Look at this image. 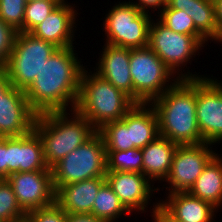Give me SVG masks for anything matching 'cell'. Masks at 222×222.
<instances>
[{
  "mask_svg": "<svg viewBox=\"0 0 222 222\" xmlns=\"http://www.w3.org/2000/svg\"><path fill=\"white\" fill-rule=\"evenodd\" d=\"M98 132L104 139L106 151H125L129 149L127 113L121 120L106 123Z\"/></svg>",
  "mask_w": 222,
  "mask_h": 222,
  "instance_id": "obj_27",
  "label": "cell"
},
{
  "mask_svg": "<svg viewBox=\"0 0 222 222\" xmlns=\"http://www.w3.org/2000/svg\"><path fill=\"white\" fill-rule=\"evenodd\" d=\"M63 0L40 24L30 33L39 39L52 43L58 48L74 45L77 10L74 5ZM75 8V9H74ZM75 27V28H74Z\"/></svg>",
  "mask_w": 222,
  "mask_h": 222,
  "instance_id": "obj_16",
  "label": "cell"
},
{
  "mask_svg": "<svg viewBox=\"0 0 222 222\" xmlns=\"http://www.w3.org/2000/svg\"><path fill=\"white\" fill-rule=\"evenodd\" d=\"M58 49L52 43L18 32L9 61L4 66L12 86L25 91L39 74L44 62Z\"/></svg>",
  "mask_w": 222,
  "mask_h": 222,
  "instance_id": "obj_8",
  "label": "cell"
},
{
  "mask_svg": "<svg viewBox=\"0 0 222 222\" xmlns=\"http://www.w3.org/2000/svg\"><path fill=\"white\" fill-rule=\"evenodd\" d=\"M67 222H105L91 214H68Z\"/></svg>",
  "mask_w": 222,
  "mask_h": 222,
  "instance_id": "obj_37",
  "label": "cell"
},
{
  "mask_svg": "<svg viewBox=\"0 0 222 222\" xmlns=\"http://www.w3.org/2000/svg\"><path fill=\"white\" fill-rule=\"evenodd\" d=\"M213 144L178 145L167 178L168 194L189 192L201 175L204 167L217 154L212 150ZM168 188V189H167Z\"/></svg>",
  "mask_w": 222,
  "mask_h": 222,
  "instance_id": "obj_10",
  "label": "cell"
},
{
  "mask_svg": "<svg viewBox=\"0 0 222 222\" xmlns=\"http://www.w3.org/2000/svg\"><path fill=\"white\" fill-rule=\"evenodd\" d=\"M26 2V0H0V18L18 32H23Z\"/></svg>",
  "mask_w": 222,
  "mask_h": 222,
  "instance_id": "obj_30",
  "label": "cell"
},
{
  "mask_svg": "<svg viewBox=\"0 0 222 222\" xmlns=\"http://www.w3.org/2000/svg\"><path fill=\"white\" fill-rule=\"evenodd\" d=\"M222 156L216 154L204 167L189 193L218 210L222 206Z\"/></svg>",
  "mask_w": 222,
  "mask_h": 222,
  "instance_id": "obj_23",
  "label": "cell"
},
{
  "mask_svg": "<svg viewBox=\"0 0 222 222\" xmlns=\"http://www.w3.org/2000/svg\"><path fill=\"white\" fill-rule=\"evenodd\" d=\"M157 17L168 29L180 34L195 36L203 45L206 42L208 44L209 41L196 30L192 18L185 11L164 8Z\"/></svg>",
  "mask_w": 222,
  "mask_h": 222,
  "instance_id": "obj_25",
  "label": "cell"
},
{
  "mask_svg": "<svg viewBox=\"0 0 222 222\" xmlns=\"http://www.w3.org/2000/svg\"><path fill=\"white\" fill-rule=\"evenodd\" d=\"M12 87L5 67L0 66V98Z\"/></svg>",
  "mask_w": 222,
  "mask_h": 222,
  "instance_id": "obj_36",
  "label": "cell"
},
{
  "mask_svg": "<svg viewBox=\"0 0 222 222\" xmlns=\"http://www.w3.org/2000/svg\"><path fill=\"white\" fill-rule=\"evenodd\" d=\"M108 12L103 20L107 44L130 49L148 46L150 13L126 1L114 4Z\"/></svg>",
  "mask_w": 222,
  "mask_h": 222,
  "instance_id": "obj_9",
  "label": "cell"
},
{
  "mask_svg": "<svg viewBox=\"0 0 222 222\" xmlns=\"http://www.w3.org/2000/svg\"><path fill=\"white\" fill-rule=\"evenodd\" d=\"M128 3L133 4L141 12L150 13L149 8H151V11L153 10L154 12L158 9L157 14H159V11L161 12L167 4V0H136V2L131 0Z\"/></svg>",
  "mask_w": 222,
  "mask_h": 222,
  "instance_id": "obj_33",
  "label": "cell"
},
{
  "mask_svg": "<svg viewBox=\"0 0 222 222\" xmlns=\"http://www.w3.org/2000/svg\"><path fill=\"white\" fill-rule=\"evenodd\" d=\"M155 204V205H154ZM153 210L151 213L152 218L154 220V222H176L175 220H173L172 218H170L160 207H159V201L156 203H153Z\"/></svg>",
  "mask_w": 222,
  "mask_h": 222,
  "instance_id": "obj_35",
  "label": "cell"
},
{
  "mask_svg": "<svg viewBox=\"0 0 222 222\" xmlns=\"http://www.w3.org/2000/svg\"><path fill=\"white\" fill-rule=\"evenodd\" d=\"M105 177H96L60 186L55 192V202L67 214H91L94 199Z\"/></svg>",
  "mask_w": 222,
  "mask_h": 222,
  "instance_id": "obj_19",
  "label": "cell"
},
{
  "mask_svg": "<svg viewBox=\"0 0 222 222\" xmlns=\"http://www.w3.org/2000/svg\"><path fill=\"white\" fill-rule=\"evenodd\" d=\"M102 49L94 72L133 100V83L129 63L130 48L105 43Z\"/></svg>",
  "mask_w": 222,
  "mask_h": 222,
  "instance_id": "obj_17",
  "label": "cell"
},
{
  "mask_svg": "<svg viewBox=\"0 0 222 222\" xmlns=\"http://www.w3.org/2000/svg\"><path fill=\"white\" fill-rule=\"evenodd\" d=\"M70 111L71 115L68 111L38 114L35 120L33 130L42 141L44 161L50 169L97 132L84 116L75 109Z\"/></svg>",
  "mask_w": 222,
  "mask_h": 222,
  "instance_id": "obj_3",
  "label": "cell"
},
{
  "mask_svg": "<svg viewBox=\"0 0 222 222\" xmlns=\"http://www.w3.org/2000/svg\"><path fill=\"white\" fill-rule=\"evenodd\" d=\"M216 42H221L222 43V30H221V33H220L218 39L215 41V43Z\"/></svg>",
  "mask_w": 222,
  "mask_h": 222,
  "instance_id": "obj_39",
  "label": "cell"
},
{
  "mask_svg": "<svg viewBox=\"0 0 222 222\" xmlns=\"http://www.w3.org/2000/svg\"><path fill=\"white\" fill-rule=\"evenodd\" d=\"M25 218L11 184L7 179H0V222H25Z\"/></svg>",
  "mask_w": 222,
  "mask_h": 222,
  "instance_id": "obj_28",
  "label": "cell"
},
{
  "mask_svg": "<svg viewBox=\"0 0 222 222\" xmlns=\"http://www.w3.org/2000/svg\"><path fill=\"white\" fill-rule=\"evenodd\" d=\"M197 79H178L150 104L158 117L159 134L177 145L204 143L196 119Z\"/></svg>",
  "mask_w": 222,
  "mask_h": 222,
  "instance_id": "obj_2",
  "label": "cell"
},
{
  "mask_svg": "<svg viewBox=\"0 0 222 222\" xmlns=\"http://www.w3.org/2000/svg\"><path fill=\"white\" fill-rule=\"evenodd\" d=\"M211 77L197 79L196 119L204 142L214 145L222 142V81Z\"/></svg>",
  "mask_w": 222,
  "mask_h": 222,
  "instance_id": "obj_11",
  "label": "cell"
},
{
  "mask_svg": "<svg viewBox=\"0 0 222 222\" xmlns=\"http://www.w3.org/2000/svg\"><path fill=\"white\" fill-rule=\"evenodd\" d=\"M6 179L25 213L55 203L52 171L17 172Z\"/></svg>",
  "mask_w": 222,
  "mask_h": 222,
  "instance_id": "obj_12",
  "label": "cell"
},
{
  "mask_svg": "<svg viewBox=\"0 0 222 222\" xmlns=\"http://www.w3.org/2000/svg\"><path fill=\"white\" fill-rule=\"evenodd\" d=\"M105 181L131 213L148 212L146 208L152 200L150 198L153 192L160 190L155 188L145 175L138 172L107 171Z\"/></svg>",
  "mask_w": 222,
  "mask_h": 222,
  "instance_id": "obj_13",
  "label": "cell"
},
{
  "mask_svg": "<svg viewBox=\"0 0 222 222\" xmlns=\"http://www.w3.org/2000/svg\"><path fill=\"white\" fill-rule=\"evenodd\" d=\"M214 4H215L216 22L221 31L222 30V0H214Z\"/></svg>",
  "mask_w": 222,
  "mask_h": 222,
  "instance_id": "obj_38",
  "label": "cell"
},
{
  "mask_svg": "<svg viewBox=\"0 0 222 222\" xmlns=\"http://www.w3.org/2000/svg\"><path fill=\"white\" fill-rule=\"evenodd\" d=\"M68 214L55 202L26 213L25 222H67Z\"/></svg>",
  "mask_w": 222,
  "mask_h": 222,
  "instance_id": "obj_31",
  "label": "cell"
},
{
  "mask_svg": "<svg viewBox=\"0 0 222 222\" xmlns=\"http://www.w3.org/2000/svg\"><path fill=\"white\" fill-rule=\"evenodd\" d=\"M63 0H30L26 2L23 20V32L30 33Z\"/></svg>",
  "mask_w": 222,
  "mask_h": 222,
  "instance_id": "obj_29",
  "label": "cell"
},
{
  "mask_svg": "<svg viewBox=\"0 0 222 222\" xmlns=\"http://www.w3.org/2000/svg\"><path fill=\"white\" fill-rule=\"evenodd\" d=\"M17 33L18 31L0 18V66L2 67L9 61Z\"/></svg>",
  "mask_w": 222,
  "mask_h": 222,
  "instance_id": "obj_32",
  "label": "cell"
},
{
  "mask_svg": "<svg viewBox=\"0 0 222 222\" xmlns=\"http://www.w3.org/2000/svg\"><path fill=\"white\" fill-rule=\"evenodd\" d=\"M127 130L129 149H142L160 136L158 117L151 104H135L127 112Z\"/></svg>",
  "mask_w": 222,
  "mask_h": 222,
  "instance_id": "obj_20",
  "label": "cell"
},
{
  "mask_svg": "<svg viewBox=\"0 0 222 222\" xmlns=\"http://www.w3.org/2000/svg\"><path fill=\"white\" fill-rule=\"evenodd\" d=\"M37 115L24 91L12 86L0 98V137L23 136L31 132Z\"/></svg>",
  "mask_w": 222,
  "mask_h": 222,
  "instance_id": "obj_14",
  "label": "cell"
},
{
  "mask_svg": "<svg viewBox=\"0 0 222 222\" xmlns=\"http://www.w3.org/2000/svg\"><path fill=\"white\" fill-rule=\"evenodd\" d=\"M129 63L133 83V101L136 104H150L178 80L177 76L148 46L130 49Z\"/></svg>",
  "mask_w": 222,
  "mask_h": 222,
  "instance_id": "obj_6",
  "label": "cell"
},
{
  "mask_svg": "<svg viewBox=\"0 0 222 222\" xmlns=\"http://www.w3.org/2000/svg\"><path fill=\"white\" fill-rule=\"evenodd\" d=\"M135 104L94 71L83 70L75 110L97 131L106 123L121 120Z\"/></svg>",
  "mask_w": 222,
  "mask_h": 222,
  "instance_id": "obj_4",
  "label": "cell"
},
{
  "mask_svg": "<svg viewBox=\"0 0 222 222\" xmlns=\"http://www.w3.org/2000/svg\"><path fill=\"white\" fill-rule=\"evenodd\" d=\"M107 171L138 172L143 174L142 150L106 151Z\"/></svg>",
  "mask_w": 222,
  "mask_h": 222,
  "instance_id": "obj_26",
  "label": "cell"
},
{
  "mask_svg": "<svg viewBox=\"0 0 222 222\" xmlns=\"http://www.w3.org/2000/svg\"><path fill=\"white\" fill-rule=\"evenodd\" d=\"M31 171H52L44 161L38 134L32 130L23 136L7 137V177Z\"/></svg>",
  "mask_w": 222,
  "mask_h": 222,
  "instance_id": "obj_15",
  "label": "cell"
},
{
  "mask_svg": "<svg viewBox=\"0 0 222 222\" xmlns=\"http://www.w3.org/2000/svg\"><path fill=\"white\" fill-rule=\"evenodd\" d=\"M131 215L111 187L105 182L94 199L91 215L105 222H116L120 216Z\"/></svg>",
  "mask_w": 222,
  "mask_h": 222,
  "instance_id": "obj_24",
  "label": "cell"
},
{
  "mask_svg": "<svg viewBox=\"0 0 222 222\" xmlns=\"http://www.w3.org/2000/svg\"><path fill=\"white\" fill-rule=\"evenodd\" d=\"M74 47L58 48L24 91L30 107L37 114L75 109L85 67Z\"/></svg>",
  "mask_w": 222,
  "mask_h": 222,
  "instance_id": "obj_1",
  "label": "cell"
},
{
  "mask_svg": "<svg viewBox=\"0 0 222 222\" xmlns=\"http://www.w3.org/2000/svg\"><path fill=\"white\" fill-rule=\"evenodd\" d=\"M178 145L169 139L158 136L154 141L142 148L143 175L152 183L167 178Z\"/></svg>",
  "mask_w": 222,
  "mask_h": 222,
  "instance_id": "obj_21",
  "label": "cell"
},
{
  "mask_svg": "<svg viewBox=\"0 0 222 222\" xmlns=\"http://www.w3.org/2000/svg\"><path fill=\"white\" fill-rule=\"evenodd\" d=\"M168 195V196H167ZM159 207L176 222H213L218 209L189 192L167 194Z\"/></svg>",
  "mask_w": 222,
  "mask_h": 222,
  "instance_id": "obj_18",
  "label": "cell"
},
{
  "mask_svg": "<svg viewBox=\"0 0 222 222\" xmlns=\"http://www.w3.org/2000/svg\"><path fill=\"white\" fill-rule=\"evenodd\" d=\"M164 8L185 11L196 30L208 41H216L221 33L215 14L214 0H167Z\"/></svg>",
  "mask_w": 222,
  "mask_h": 222,
  "instance_id": "obj_22",
  "label": "cell"
},
{
  "mask_svg": "<svg viewBox=\"0 0 222 222\" xmlns=\"http://www.w3.org/2000/svg\"><path fill=\"white\" fill-rule=\"evenodd\" d=\"M7 178V137H0V179Z\"/></svg>",
  "mask_w": 222,
  "mask_h": 222,
  "instance_id": "obj_34",
  "label": "cell"
},
{
  "mask_svg": "<svg viewBox=\"0 0 222 222\" xmlns=\"http://www.w3.org/2000/svg\"><path fill=\"white\" fill-rule=\"evenodd\" d=\"M51 170L55 191L70 183L105 177L107 152L102 135L97 131L85 143L63 157Z\"/></svg>",
  "mask_w": 222,
  "mask_h": 222,
  "instance_id": "obj_5",
  "label": "cell"
},
{
  "mask_svg": "<svg viewBox=\"0 0 222 222\" xmlns=\"http://www.w3.org/2000/svg\"><path fill=\"white\" fill-rule=\"evenodd\" d=\"M157 21V22H156ZM151 21L148 47L153 50L178 79H201L206 75L182 72V67L200 53L203 45L195 36L184 35L168 29L158 19ZM203 47V48H202ZM191 59V60H190ZM181 69V70H180ZM181 71V72H180ZM177 73V74H176Z\"/></svg>",
  "mask_w": 222,
  "mask_h": 222,
  "instance_id": "obj_7",
  "label": "cell"
}]
</instances>
